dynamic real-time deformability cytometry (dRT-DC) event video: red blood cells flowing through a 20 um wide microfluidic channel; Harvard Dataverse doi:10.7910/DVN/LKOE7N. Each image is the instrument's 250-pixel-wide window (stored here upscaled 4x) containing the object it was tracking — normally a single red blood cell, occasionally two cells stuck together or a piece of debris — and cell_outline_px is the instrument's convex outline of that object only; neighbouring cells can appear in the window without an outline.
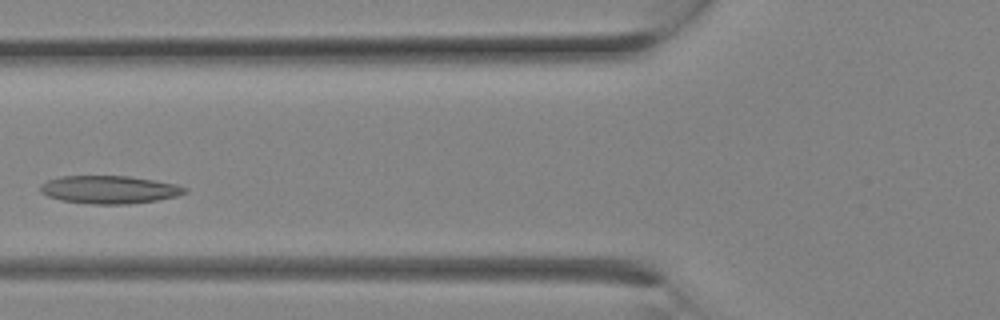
{"species": "Egyptian fruit bat (a non-hibernating species)", "species_latin": "Rousettus aegyptiacus", "temperature_condition": "room temperature", "stored_images_in_passage": 16, "camera_frame_rate_fps": 3000, "um_per_image_px": 0.085, "animal": {"sex": "female"}, "frame": {"image": 1, "passage_image": 7, "time_ms": 2.0, "image_size_px": [1000, 320], "cell_outline_px": [[188, 192], [176, 196], [156, 200], [128, 204], [92, 204], [60, 200], [48, 196], [40, 192], [40, 184], [48, 180], [60, 176], [128, 176], [156, 180], [176, 184], [188, 188]], "centroid_in_image_um": [9.29, 16.11], "position_along_channel_um": 116.5, "area_um2": 23.58}}
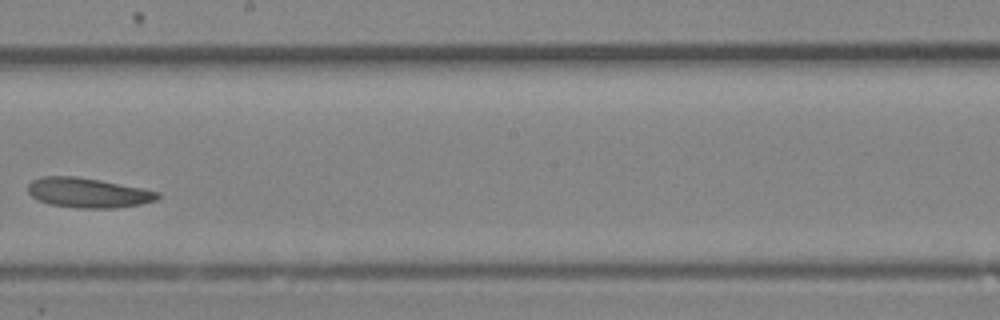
{"frame": {"image": 2, "passage_image": 12, "time_ms": 3.667, "image_size_px": [1000, 320], "cell_outline_px": [[160, 196], [156, 200], [140, 204], [116, 208], [76, 208], [48, 204], [36, 200], [28, 192], [28, 184], [32, 180], [40, 176], [76, 176], [100, 180], [160, 192]], "centroid_in_image_um": [7.43, 16.39], "position_along_channel_um": 240.8, "area_um2": 22.6}}
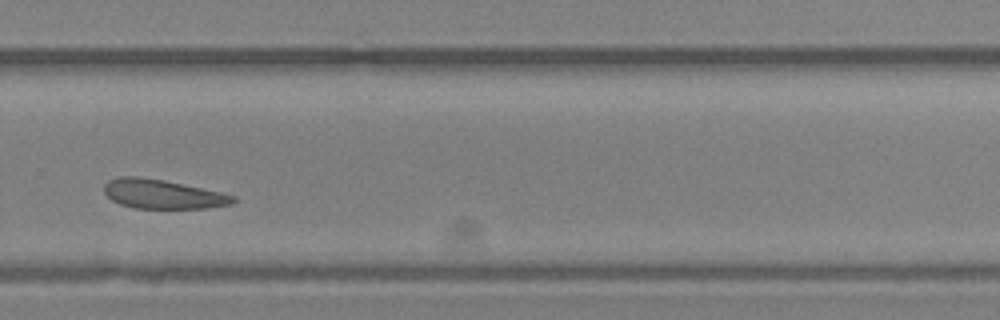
{"frame": {"image": 3, "passage_image": 15, "time_ms": 4.667, "image_size_px": [1000, 320], "cell_outline_px": [[236, 200], [232, 204], [208, 208], [136, 208], [120, 204], [112, 200], [104, 192], [104, 184], [108, 180], [120, 176], [136, 176], [164, 180], [220, 192], [236, 196]], "centroid_in_image_um": [13.82, 16.5], "position_along_channel_um": 316.0, "area_um2": 21.85}}